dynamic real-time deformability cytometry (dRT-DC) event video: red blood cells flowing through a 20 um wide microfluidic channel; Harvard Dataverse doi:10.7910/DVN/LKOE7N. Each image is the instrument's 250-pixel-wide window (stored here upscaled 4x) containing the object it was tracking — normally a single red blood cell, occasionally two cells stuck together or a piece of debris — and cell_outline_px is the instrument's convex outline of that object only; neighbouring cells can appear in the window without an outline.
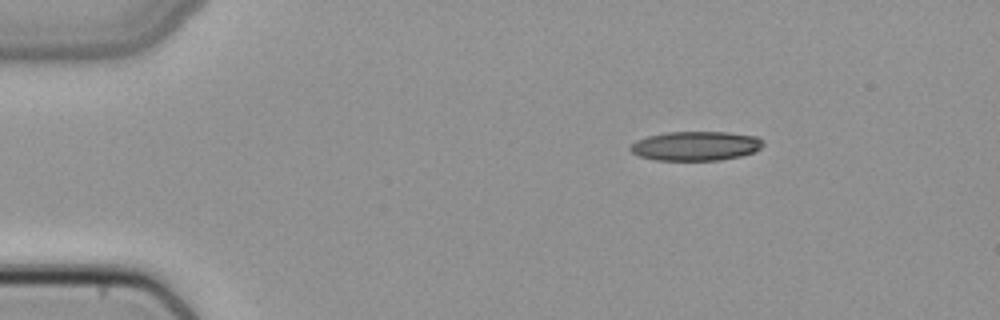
{"species": "common noctule bat (a hibernating species)", "species_latin": "Nyctalus noctula", "temperature_condition": "cold", "stored_images_in_passage": 45, "camera_frame_rate_fps": 3000, "um_per_image_px": 0.085, "animal": {"sex": "female", "body_mass_g": 22.7, "forearm_length_mm": 54.2}, "frame": {"image": 1, "passage_image": 3, "time_ms": 0.667, "image_size_px": [1000, 320], "cell_outline_px": [[764, 144], [756, 152], [740, 156], [720, 160], [656, 160], [640, 156], [632, 152], [628, 148], [636, 140], [648, 136], [668, 132], [728, 132], [756, 136], [764, 140]], "centroid_in_image_um": [59.17, 12.4], "position_along_channel_um": 25.8, "area_um2": 22.72}}
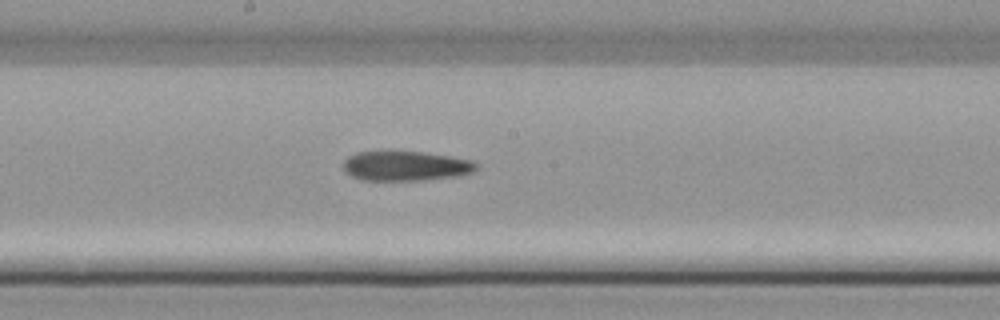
{"frame": {"image": 2, "passage_image": 22, "time_ms": 7.0, "image_size_px": [1000, 320], "cell_outline_px": [[480, 168], [476, 172], [460, 176], [424, 180], [360, 180], [344, 172], [340, 164], [348, 156], [356, 152], [424, 152], [472, 160], [480, 164]], "centroid_in_image_um": [34.51, 14.12], "position_along_channel_um": 213.7, "area_um2": 23.47}}
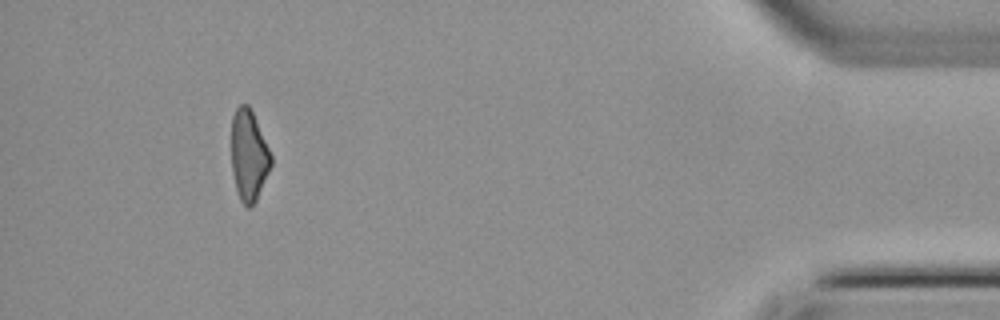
{"frame": {"image": 3, "passage_image": 41, "time_ms": 13.333, "image_size_px": [1000, 320], "cell_outline_px": [[272, 164], [256, 200], [248, 208], [240, 200], [236, 192], [232, 172], [232, 116], [236, 108], [240, 104], [248, 104], [252, 112], [272, 156]], "centroid_in_image_um": [21.13, 13.22], "position_along_channel_um": 414.1, "area_um2": 20.75}}